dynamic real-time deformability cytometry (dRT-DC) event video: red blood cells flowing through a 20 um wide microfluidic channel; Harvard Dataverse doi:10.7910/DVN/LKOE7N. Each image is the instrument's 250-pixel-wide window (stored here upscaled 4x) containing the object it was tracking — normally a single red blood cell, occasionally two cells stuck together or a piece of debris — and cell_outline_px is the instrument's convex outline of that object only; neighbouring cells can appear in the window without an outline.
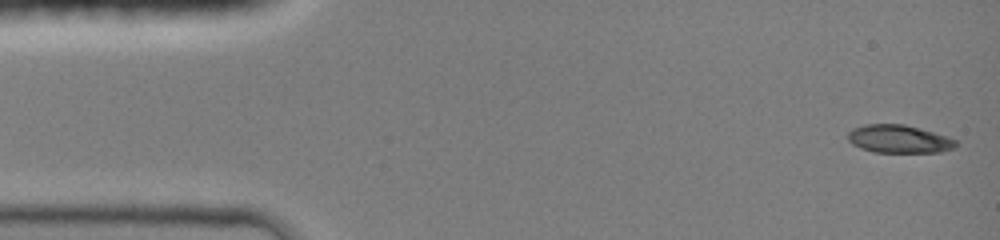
{"species": "common noctule bat (a hibernating species)", "species_latin": "Nyctalus noctula", "temperature_condition": "room temperature", "stored_images_in_passage": 16, "camera_frame_rate_fps": 3000, "um_per_image_px": 0.085, "animal": {"sex": "female", "body_mass_g": 19.0, "forearm_length_mm": 51.5}, "frame": {"image": 1, "passage_image": 1, "time_ms": 0.0, "image_size_px": [1000, 240], "cell_outline_px": [[960, 144], [952, 148], [936, 152], [876, 152], [860, 148], [852, 144], [848, 140], [848, 132], [852, 128], [864, 124], [904, 124], [920, 128], [948, 136], [956, 140]], "centroid_in_image_um": [76.4, 11.8], "position_along_channel_um": 8.6, "area_um2": 17.69}}
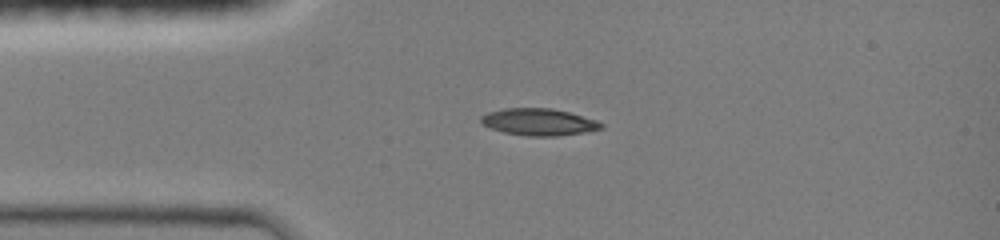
{"frame": {"image": 2, "passage_image": 10, "time_ms": 3.0, "image_size_px": [1000, 240], "cell_outline_px": [[604, 128], [556, 136], [528, 136], [504, 132], [492, 128], [484, 124], [480, 120], [480, 116], [488, 112], [504, 108], [552, 108], [568, 112], [596, 120], [604, 124]], "centroid_in_image_um": [45.78, 10.36], "position_along_channel_um": 39.2, "area_um2": 18.61}}
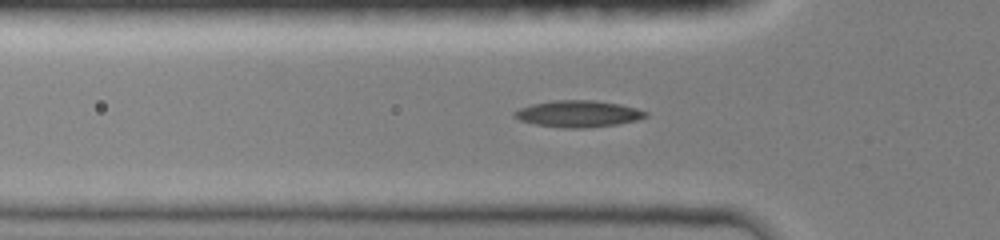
{"frame": {"image": 3, "passage_image": 14, "time_ms": 4.333, "image_size_px": [1000, 240], "cell_outline_px": [[648, 116], [636, 120], [616, 124], [580, 128], [564, 128], [536, 124], [520, 120], [512, 116], [512, 112], [520, 108], [532, 104], [552, 100], [592, 100], [620, 104], [636, 108], [648, 112]], "centroid_in_image_um": [49.12, 9.66], "position_along_channel_um": 76.7, "area_um2": 20.23}}